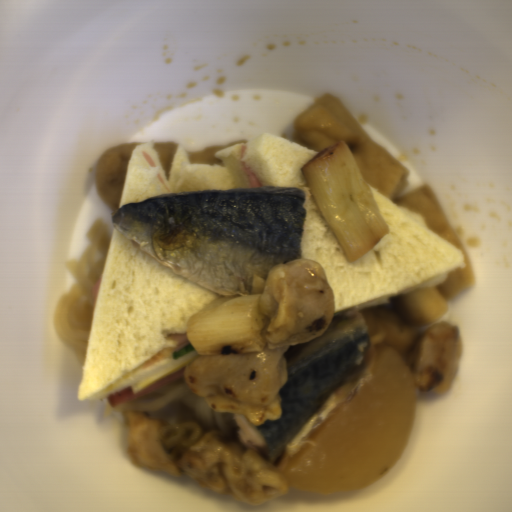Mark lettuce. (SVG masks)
<instances>
[{
	"mask_svg": "<svg viewBox=\"0 0 512 512\" xmlns=\"http://www.w3.org/2000/svg\"><path fill=\"white\" fill-rule=\"evenodd\" d=\"M195 350L194 347L191 345V343L189 342V344L181 347L179 350H170L167 354L169 355L170 358L172 359H177V358H180L186 354H188L189 352Z\"/></svg>",
	"mask_w": 512,
	"mask_h": 512,
	"instance_id": "9fb2a089",
	"label": "lettuce"
}]
</instances>
